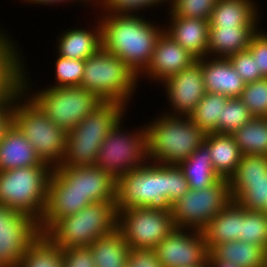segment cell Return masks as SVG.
I'll use <instances>...</instances> for the list:
<instances>
[{
	"label": "cell",
	"instance_id": "obj_1",
	"mask_svg": "<svg viewBox=\"0 0 267 267\" xmlns=\"http://www.w3.org/2000/svg\"><path fill=\"white\" fill-rule=\"evenodd\" d=\"M92 12L102 27V48L122 59L139 76L149 65L164 24L143 13Z\"/></svg>",
	"mask_w": 267,
	"mask_h": 267
},
{
	"label": "cell",
	"instance_id": "obj_2",
	"mask_svg": "<svg viewBox=\"0 0 267 267\" xmlns=\"http://www.w3.org/2000/svg\"><path fill=\"white\" fill-rule=\"evenodd\" d=\"M23 51L24 49L21 51L18 85L37 107L65 132L68 133L70 130H73L80 121L103 103L93 92L79 86H46V88L45 86L42 88V85L41 87L37 86L35 80L31 79L30 68L26 65V57H23L25 56Z\"/></svg>",
	"mask_w": 267,
	"mask_h": 267
},
{
	"label": "cell",
	"instance_id": "obj_3",
	"mask_svg": "<svg viewBox=\"0 0 267 267\" xmlns=\"http://www.w3.org/2000/svg\"><path fill=\"white\" fill-rule=\"evenodd\" d=\"M159 116L145 123L148 159L151 162L178 165L204 142L205 133L188 116ZM162 113V114H161Z\"/></svg>",
	"mask_w": 267,
	"mask_h": 267
},
{
	"label": "cell",
	"instance_id": "obj_4",
	"mask_svg": "<svg viewBox=\"0 0 267 267\" xmlns=\"http://www.w3.org/2000/svg\"><path fill=\"white\" fill-rule=\"evenodd\" d=\"M138 84V76L122 59L101 48L84 61L79 87L93 92L103 102H119L129 109Z\"/></svg>",
	"mask_w": 267,
	"mask_h": 267
},
{
	"label": "cell",
	"instance_id": "obj_5",
	"mask_svg": "<svg viewBox=\"0 0 267 267\" xmlns=\"http://www.w3.org/2000/svg\"><path fill=\"white\" fill-rule=\"evenodd\" d=\"M117 228L115 202L101 201L57 219L43 234L61 249L89 247Z\"/></svg>",
	"mask_w": 267,
	"mask_h": 267
},
{
	"label": "cell",
	"instance_id": "obj_6",
	"mask_svg": "<svg viewBox=\"0 0 267 267\" xmlns=\"http://www.w3.org/2000/svg\"><path fill=\"white\" fill-rule=\"evenodd\" d=\"M128 108L119 102H103L66 135L65 153L59 166H94L98 150L111 127Z\"/></svg>",
	"mask_w": 267,
	"mask_h": 267
},
{
	"label": "cell",
	"instance_id": "obj_7",
	"mask_svg": "<svg viewBox=\"0 0 267 267\" xmlns=\"http://www.w3.org/2000/svg\"><path fill=\"white\" fill-rule=\"evenodd\" d=\"M13 124L25 135L43 162L52 168L60 165L67 132L51 121L18 84L15 86Z\"/></svg>",
	"mask_w": 267,
	"mask_h": 267
},
{
	"label": "cell",
	"instance_id": "obj_8",
	"mask_svg": "<svg viewBox=\"0 0 267 267\" xmlns=\"http://www.w3.org/2000/svg\"><path fill=\"white\" fill-rule=\"evenodd\" d=\"M128 114V115H127ZM129 113L123 114L111 127L101 144L95 165L118 179L124 173L143 167L148 161L145 124L127 129L124 123ZM126 117V118H125ZM136 128V129H135Z\"/></svg>",
	"mask_w": 267,
	"mask_h": 267
},
{
	"label": "cell",
	"instance_id": "obj_9",
	"mask_svg": "<svg viewBox=\"0 0 267 267\" xmlns=\"http://www.w3.org/2000/svg\"><path fill=\"white\" fill-rule=\"evenodd\" d=\"M167 190L168 165L148 161L117 179L116 211L131 207L172 211Z\"/></svg>",
	"mask_w": 267,
	"mask_h": 267
},
{
	"label": "cell",
	"instance_id": "obj_10",
	"mask_svg": "<svg viewBox=\"0 0 267 267\" xmlns=\"http://www.w3.org/2000/svg\"><path fill=\"white\" fill-rule=\"evenodd\" d=\"M52 170L50 165H38L0 171V204L39 222L45 210Z\"/></svg>",
	"mask_w": 267,
	"mask_h": 267
},
{
	"label": "cell",
	"instance_id": "obj_11",
	"mask_svg": "<svg viewBox=\"0 0 267 267\" xmlns=\"http://www.w3.org/2000/svg\"><path fill=\"white\" fill-rule=\"evenodd\" d=\"M229 180L220 179L204 189H191L172 204L174 225L178 229L202 231L208 222L230 202Z\"/></svg>",
	"mask_w": 267,
	"mask_h": 267
},
{
	"label": "cell",
	"instance_id": "obj_12",
	"mask_svg": "<svg viewBox=\"0 0 267 267\" xmlns=\"http://www.w3.org/2000/svg\"><path fill=\"white\" fill-rule=\"evenodd\" d=\"M175 228L171 211L131 207L117 212V229L130 249H154Z\"/></svg>",
	"mask_w": 267,
	"mask_h": 267
},
{
	"label": "cell",
	"instance_id": "obj_13",
	"mask_svg": "<svg viewBox=\"0 0 267 267\" xmlns=\"http://www.w3.org/2000/svg\"><path fill=\"white\" fill-rule=\"evenodd\" d=\"M40 235L37 220L0 204V267H18Z\"/></svg>",
	"mask_w": 267,
	"mask_h": 267
},
{
	"label": "cell",
	"instance_id": "obj_14",
	"mask_svg": "<svg viewBox=\"0 0 267 267\" xmlns=\"http://www.w3.org/2000/svg\"><path fill=\"white\" fill-rule=\"evenodd\" d=\"M51 174L68 190L78 192L95 202L116 203L117 179L100 167H53Z\"/></svg>",
	"mask_w": 267,
	"mask_h": 267
},
{
	"label": "cell",
	"instance_id": "obj_15",
	"mask_svg": "<svg viewBox=\"0 0 267 267\" xmlns=\"http://www.w3.org/2000/svg\"><path fill=\"white\" fill-rule=\"evenodd\" d=\"M163 267H198L207 262L209 250L202 231L175 228L155 248Z\"/></svg>",
	"mask_w": 267,
	"mask_h": 267
},
{
	"label": "cell",
	"instance_id": "obj_16",
	"mask_svg": "<svg viewBox=\"0 0 267 267\" xmlns=\"http://www.w3.org/2000/svg\"><path fill=\"white\" fill-rule=\"evenodd\" d=\"M162 85L168 115L189 116L207 93L202 75V65L196 60L188 68L167 78ZM170 108V109H169Z\"/></svg>",
	"mask_w": 267,
	"mask_h": 267
},
{
	"label": "cell",
	"instance_id": "obj_17",
	"mask_svg": "<svg viewBox=\"0 0 267 267\" xmlns=\"http://www.w3.org/2000/svg\"><path fill=\"white\" fill-rule=\"evenodd\" d=\"M196 58L178 44L165 31L159 36L151 60L147 68L138 76L139 84L143 78L150 81L149 84L159 86L170 76L188 68ZM142 80V81H141Z\"/></svg>",
	"mask_w": 267,
	"mask_h": 267
},
{
	"label": "cell",
	"instance_id": "obj_18",
	"mask_svg": "<svg viewBox=\"0 0 267 267\" xmlns=\"http://www.w3.org/2000/svg\"><path fill=\"white\" fill-rule=\"evenodd\" d=\"M94 16L95 21L89 27L74 24V27L72 25L56 35L53 47L56 46L58 55L85 61L102 48V27L99 17L96 14Z\"/></svg>",
	"mask_w": 267,
	"mask_h": 267
},
{
	"label": "cell",
	"instance_id": "obj_19",
	"mask_svg": "<svg viewBox=\"0 0 267 267\" xmlns=\"http://www.w3.org/2000/svg\"><path fill=\"white\" fill-rule=\"evenodd\" d=\"M93 202L78 192L68 190L51 174L47 186V199L39 230L43 234L57 219L75 214Z\"/></svg>",
	"mask_w": 267,
	"mask_h": 267
},
{
	"label": "cell",
	"instance_id": "obj_20",
	"mask_svg": "<svg viewBox=\"0 0 267 267\" xmlns=\"http://www.w3.org/2000/svg\"><path fill=\"white\" fill-rule=\"evenodd\" d=\"M164 31L196 59L208 52L209 21L201 18L166 16Z\"/></svg>",
	"mask_w": 267,
	"mask_h": 267
},
{
	"label": "cell",
	"instance_id": "obj_21",
	"mask_svg": "<svg viewBox=\"0 0 267 267\" xmlns=\"http://www.w3.org/2000/svg\"><path fill=\"white\" fill-rule=\"evenodd\" d=\"M202 65L206 92L240 97L246 83L236 72L228 58L204 57L196 59Z\"/></svg>",
	"mask_w": 267,
	"mask_h": 267
},
{
	"label": "cell",
	"instance_id": "obj_22",
	"mask_svg": "<svg viewBox=\"0 0 267 267\" xmlns=\"http://www.w3.org/2000/svg\"><path fill=\"white\" fill-rule=\"evenodd\" d=\"M259 4L257 0H218L208 20L209 26L260 27L263 16Z\"/></svg>",
	"mask_w": 267,
	"mask_h": 267
},
{
	"label": "cell",
	"instance_id": "obj_23",
	"mask_svg": "<svg viewBox=\"0 0 267 267\" xmlns=\"http://www.w3.org/2000/svg\"><path fill=\"white\" fill-rule=\"evenodd\" d=\"M49 165L41 160L25 135L12 123L0 140V171Z\"/></svg>",
	"mask_w": 267,
	"mask_h": 267
},
{
	"label": "cell",
	"instance_id": "obj_24",
	"mask_svg": "<svg viewBox=\"0 0 267 267\" xmlns=\"http://www.w3.org/2000/svg\"><path fill=\"white\" fill-rule=\"evenodd\" d=\"M260 27L209 26L208 57L228 58L247 50L250 41Z\"/></svg>",
	"mask_w": 267,
	"mask_h": 267
},
{
	"label": "cell",
	"instance_id": "obj_25",
	"mask_svg": "<svg viewBox=\"0 0 267 267\" xmlns=\"http://www.w3.org/2000/svg\"><path fill=\"white\" fill-rule=\"evenodd\" d=\"M209 252L224 242L240 240L241 206L231 202L217 213L202 230Z\"/></svg>",
	"mask_w": 267,
	"mask_h": 267
},
{
	"label": "cell",
	"instance_id": "obj_26",
	"mask_svg": "<svg viewBox=\"0 0 267 267\" xmlns=\"http://www.w3.org/2000/svg\"><path fill=\"white\" fill-rule=\"evenodd\" d=\"M204 143L209 147L213 168L221 179L229 180L241 161L242 154L231 134L208 133Z\"/></svg>",
	"mask_w": 267,
	"mask_h": 267
},
{
	"label": "cell",
	"instance_id": "obj_27",
	"mask_svg": "<svg viewBox=\"0 0 267 267\" xmlns=\"http://www.w3.org/2000/svg\"><path fill=\"white\" fill-rule=\"evenodd\" d=\"M178 166L191 189H204L221 179L213 168L209 147L204 142Z\"/></svg>",
	"mask_w": 267,
	"mask_h": 267
},
{
	"label": "cell",
	"instance_id": "obj_28",
	"mask_svg": "<svg viewBox=\"0 0 267 267\" xmlns=\"http://www.w3.org/2000/svg\"><path fill=\"white\" fill-rule=\"evenodd\" d=\"M209 253L220 262L232 263L238 267H263L265 248L235 240L216 245Z\"/></svg>",
	"mask_w": 267,
	"mask_h": 267
},
{
	"label": "cell",
	"instance_id": "obj_29",
	"mask_svg": "<svg viewBox=\"0 0 267 267\" xmlns=\"http://www.w3.org/2000/svg\"><path fill=\"white\" fill-rule=\"evenodd\" d=\"M89 249L96 267H125L128 263L130 247L117 228L95 240Z\"/></svg>",
	"mask_w": 267,
	"mask_h": 267
},
{
	"label": "cell",
	"instance_id": "obj_30",
	"mask_svg": "<svg viewBox=\"0 0 267 267\" xmlns=\"http://www.w3.org/2000/svg\"><path fill=\"white\" fill-rule=\"evenodd\" d=\"M230 194L246 210L265 212L267 206V177L229 179Z\"/></svg>",
	"mask_w": 267,
	"mask_h": 267
},
{
	"label": "cell",
	"instance_id": "obj_31",
	"mask_svg": "<svg viewBox=\"0 0 267 267\" xmlns=\"http://www.w3.org/2000/svg\"><path fill=\"white\" fill-rule=\"evenodd\" d=\"M231 135L242 155L267 156V117H253Z\"/></svg>",
	"mask_w": 267,
	"mask_h": 267
},
{
	"label": "cell",
	"instance_id": "obj_32",
	"mask_svg": "<svg viewBox=\"0 0 267 267\" xmlns=\"http://www.w3.org/2000/svg\"><path fill=\"white\" fill-rule=\"evenodd\" d=\"M229 98L223 94L207 92L188 117L205 134L215 133Z\"/></svg>",
	"mask_w": 267,
	"mask_h": 267
},
{
	"label": "cell",
	"instance_id": "obj_33",
	"mask_svg": "<svg viewBox=\"0 0 267 267\" xmlns=\"http://www.w3.org/2000/svg\"><path fill=\"white\" fill-rule=\"evenodd\" d=\"M9 32L0 26V83H18L23 48Z\"/></svg>",
	"mask_w": 267,
	"mask_h": 267
},
{
	"label": "cell",
	"instance_id": "obj_34",
	"mask_svg": "<svg viewBox=\"0 0 267 267\" xmlns=\"http://www.w3.org/2000/svg\"><path fill=\"white\" fill-rule=\"evenodd\" d=\"M62 250L41 234L26 250L18 267H62Z\"/></svg>",
	"mask_w": 267,
	"mask_h": 267
},
{
	"label": "cell",
	"instance_id": "obj_35",
	"mask_svg": "<svg viewBox=\"0 0 267 267\" xmlns=\"http://www.w3.org/2000/svg\"><path fill=\"white\" fill-rule=\"evenodd\" d=\"M53 71L54 76L50 81V87H78L83 79L84 60L70 59L58 55L55 51Z\"/></svg>",
	"mask_w": 267,
	"mask_h": 267
},
{
	"label": "cell",
	"instance_id": "obj_36",
	"mask_svg": "<svg viewBox=\"0 0 267 267\" xmlns=\"http://www.w3.org/2000/svg\"><path fill=\"white\" fill-rule=\"evenodd\" d=\"M240 240L262 247L267 246V215L241 207Z\"/></svg>",
	"mask_w": 267,
	"mask_h": 267
},
{
	"label": "cell",
	"instance_id": "obj_37",
	"mask_svg": "<svg viewBox=\"0 0 267 267\" xmlns=\"http://www.w3.org/2000/svg\"><path fill=\"white\" fill-rule=\"evenodd\" d=\"M253 117L254 116L239 97L229 98L223 108L222 117L219 119L215 133L232 134L235 130H238L249 122Z\"/></svg>",
	"mask_w": 267,
	"mask_h": 267
},
{
	"label": "cell",
	"instance_id": "obj_38",
	"mask_svg": "<svg viewBox=\"0 0 267 267\" xmlns=\"http://www.w3.org/2000/svg\"><path fill=\"white\" fill-rule=\"evenodd\" d=\"M169 2L170 0H104L98 8L93 10L117 14H142L141 12L145 14V11L148 12L151 9L150 11L153 12L160 6L168 8Z\"/></svg>",
	"mask_w": 267,
	"mask_h": 267
},
{
	"label": "cell",
	"instance_id": "obj_39",
	"mask_svg": "<svg viewBox=\"0 0 267 267\" xmlns=\"http://www.w3.org/2000/svg\"><path fill=\"white\" fill-rule=\"evenodd\" d=\"M218 0H170L167 16L209 20Z\"/></svg>",
	"mask_w": 267,
	"mask_h": 267
},
{
	"label": "cell",
	"instance_id": "obj_40",
	"mask_svg": "<svg viewBox=\"0 0 267 267\" xmlns=\"http://www.w3.org/2000/svg\"><path fill=\"white\" fill-rule=\"evenodd\" d=\"M239 98L254 117H267V78L246 84Z\"/></svg>",
	"mask_w": 267,
	"mask_h": 267
},
{
	"label": "cell",
	"instance_id": "obj_41",
	"mask_svg": "<svg viewBox=\"0 0 267 267\" xmlns=\"http://www.w3.org/2000/svg\"><path fill=\"white\" fill-rule=\"evenodd\" d=\"M267 177V156L242 155L234 175L230 179H257Z\"/></svg>",
	"mask_w": 267,
	"mask_h": 267
},
{
	"label": "cell",
	"instance_id": "obj_42",
	"mask_svg": "<svg viewBox=\"0 0 267 267\" xmlns=\"http://www.w3.org/2000/svg\"><path fill=\"white\" fill-rule=\"evenodd\" d=\"M228 60L246 84L263 79L255 59L248 50L237 52L229 56Z\"/></svg>",
	"mask_w": 267,
	"mask_h": 267
},
{
	"label": "cell",
	"instance_id": "obj_43",
	"mask_svg": "<svg viewBox=\"0 0 267 267\" xmlns=\"http://www.w3.org/2000/svg\"><path fill=\"white\" fill-rule=\"evenodd\" d=\"M262 27L264 28L265 26H261L254 34L247 50L255 59L261 76L267 78V30Z\"/></svg>",
	"mask_w": 267,
	"mask_h": 267
},
{
	"label": "cell",
	"instance_id": "obj_44",
	"mask_svg": "<svg viewBox=\"0 0 267 267\" xmlns=\"http://www.w3.org/2000/svg\"><path fill=\"white\" fill-rule=\"evenodd\" d=\"M190 190L187 179L178 165H168L167 199L171 205Z\"/></svg>",
	"mask_w": 267,
	"mask_h": 267
},
{
	"label": "cell",
	"instance_id": "obj_45",
	"mask_svg": "<svg viewBox=\"0 0 267 267\" xmlns=\"http://www.w3.org/2000/svg\"><path fill=\"white\" fill-rule=\"evenodd\" d=\"M62 250V267H96L89 247Z\"/></svg>",
	"mask_w": 267,
	"mask_h": 267
},
{
	"label": "cell",
	"instance_id": "obj_46",
	"mask_svg": "<svg viewBox=\"0 0 267 267\" xmlns=\"http://www.w3.org/2000/svg\"><path fill=\"white\" fill-rule=\"evenodd\" d=\"M130 267H163L154 249H130L128 254Z\"/></svg>",
	"mask_w": 267,
	"mask_h": 267
},
{
	"label": "cell",
	"instance_id": "obj_47",
	"mask_svg": "<svg viewBox=\"0 0 267 267\" xmlns=\"http://www.w3.org/2000/svg\"><path fill=\"white\" fill-rule=\"evenodd\" d=\"M15 87L0 101V140L13 123Z\"/></svg>",
	"mask_w": 267,
	"mask_h": 267
},
{
	"label": "cell",
	"instance_id": "obj_48",
	"mask_svg": "<svg viewBox=\"0 0 267 267\" xmlns=\"http://www.w3.org/2000/svg\"><path fill=\"white\" fill-rule=\"evenodd\" d=\"M19 1V0H18ZM20 3L22 2V4H24L25 3V5L26 4H28V6L29 5H31L32 4V6L33 7H35V5L38 7H40V6H50V7H52V6H56V7H58L57 5H62L63 6V4H64V6H65V4L66 5H68L67 3H69L70 5H73L74 4V6L75 5H81L82 7H84V5H85V11H86V7L87 8H90V6H88L83 0H20L19 1Z\"/></svg>",
	"mask_w": 267,
	"mask_h": 267
},
{
	"label": "cell",
	"instance_id": "obj_49",
	"mask_svg": "<svg viewBox=\"0 0 267 267\" xmlns=\"http://www.w3.org/2000/svg\"><path fill=\"white\" fill-rule=\"evenodd\" d=\"M207 267H238L232 263L220 262L216 260L210 253L206 262Z\"/></svg>",
	"mask_w": 267,
	"mask_h": 267
},
{
	"label": "cell",
	"instance_id": "obj_50",
	"mask_svg": "<svg viewBox=\"0 0 267 267\" xmlns=\"http://www.w3.org/2000/svg\"><path fill=\"white\" fill-rule=\"evenodd\" d=\"M18 83H0V101L17 85Z\"/></svg>",
	"mask_w": 267,
	"mask_h": 267
},
{
	"label": "cell",
	"instance_id": "obj_51",
	"mask_svg": "<svg viewBox=\"0 0 267 267\" xmlns=\"http://www.w3.org/2000/svg\"><path fill=\"white\" fill-rule=\"evenodd\" d=\"M88 6L90 5V7L92 8V9H94V8H97V7H99L101 4H102V2L104 1V0H83ZM94 5V6H93Z\"/></svg>",
	"mask_w": 267,
	"mask_h": 267
},
{
	"label": "cell",
	"instance_id": "obj_52",
	"mask_svg": "<svg viewBox=\"0 0 267 267\" xmlns=\"http://www.w3.org/2000/svg\"><path fill=\"white\" fill-rule=\"evenodd\" d=\"M263 267H267V246L265 247L264 264Z\"/></svg>",
	"mask_w": 267,
	"mask_h": 267
},
{
	"label": "cell",
	"instance_id": "obj_53",
	"mask_svg": "<svg viewBox=\"0 0 267 267\" xmlns=\"http://www.w3.org/2000/svg\"><path fill=\"white\" fill-rule=\"evenodd\" d=\"M198 267H207V265H206V263H205L204 265H202V266H198Z\"/></svg>",
	"mask_w": 267,
	"mask_h": 267
},
{
	"label": "cell",
	"instance_id": "obj_54",
	"mask_svg": "<svg viewBox=\"0 0 267 267\" xmlns=\"http://www.w3.org/2000/svg\"><path fill=\"white\" fill-rule=\"evenodd\" d=\"M266 215H267V206H266V208H265V212H264Z\"/></svg>",
	"mask_w": 267,
	"mask_h": 267
}]
</instances>
